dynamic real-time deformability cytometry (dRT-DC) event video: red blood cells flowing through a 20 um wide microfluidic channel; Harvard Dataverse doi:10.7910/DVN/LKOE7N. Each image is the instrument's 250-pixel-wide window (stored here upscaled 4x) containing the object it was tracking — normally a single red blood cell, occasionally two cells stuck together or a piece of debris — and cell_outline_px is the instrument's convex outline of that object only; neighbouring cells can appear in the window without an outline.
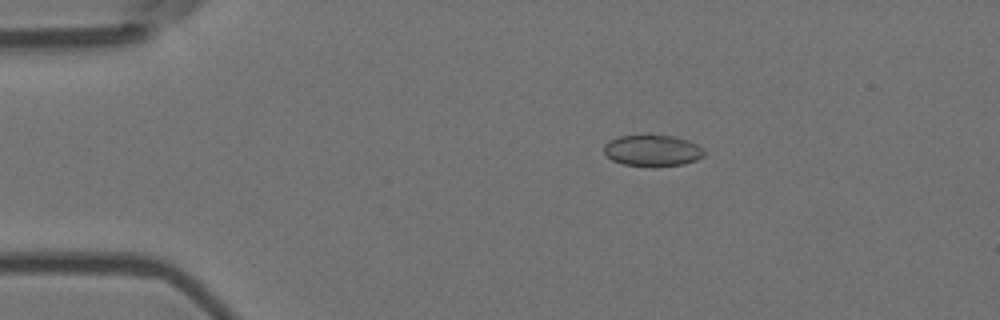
{"species": "Egyptian fruit bat (a non-hibernating species)", "species_latin": "Rousettus aegyptiacus", "temperature_condition": "room temperature", "stored_images_in_passage": 6, "camera_frame_rate_fps": 3000, "um_per_image_px": 0.085, "animal": {"sex": "female"}, "frame": {"image": 1, "passage_image": 3, "time_ms": 0.667, "image_size_px": [1000, 320], "cell_outline_px": [[704, 156], [696, 160], [684, 164], [656, 168], [652, 168], [624, 164], [612, 160], [604, 152], [604, 144], [608, 140], [620, 136], [648, 132], [676, 136], [688, 140], [704, 148]], "centroid_in_image_um": [55.46, 12.77], "position_along_channel_um": 29.5, "area_um2": 19.36}}
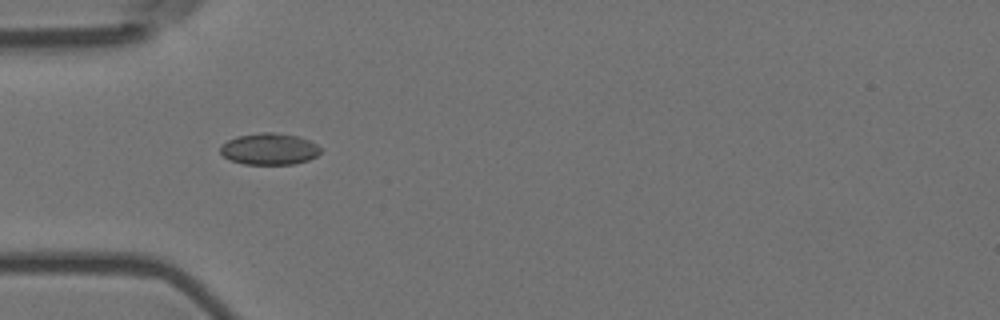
{"frame": {"image": 2, "passage_image": 5, "time_ms": 1.333, "image_size_px": [1000, 320], "cell_outline_px": [[320, 152], [316, 156], [308, 160], [292, 164], [244, 164], [232, 160], [224, 156], [220, 152], [220, 144], [236, 136], [264, 132], [272, 132], [296, 136], [308, 140], [316, 144], [320, 148]], "centroid_in_image_um": [22.86, 12.66], "position_along_channel_um": 62.1, "area_um2": 18.26}}
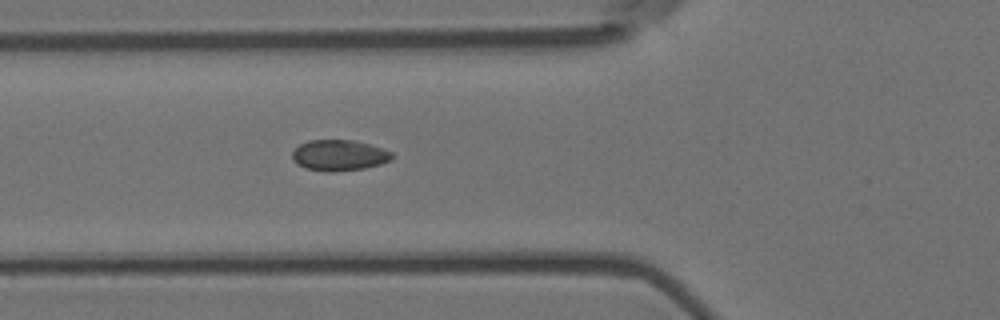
{"frame": {"image": 3, "passage_image": 6, "time_ms": 1.667, "image_size_px": [1000, 320], "cell_outline_px": [[392, 160], [380, 164], [364, 168], [332, 172], [328, 172], [304, 168], [296, 164], [292, 160], [292, 152], [300, 144], [308, 140], [356, 140], [384, 148], [392, 152]], "centroid_in_image_um": [28.82, 13.2], "position_along_channel_um": 97.0, "area_um2": 18.15}}